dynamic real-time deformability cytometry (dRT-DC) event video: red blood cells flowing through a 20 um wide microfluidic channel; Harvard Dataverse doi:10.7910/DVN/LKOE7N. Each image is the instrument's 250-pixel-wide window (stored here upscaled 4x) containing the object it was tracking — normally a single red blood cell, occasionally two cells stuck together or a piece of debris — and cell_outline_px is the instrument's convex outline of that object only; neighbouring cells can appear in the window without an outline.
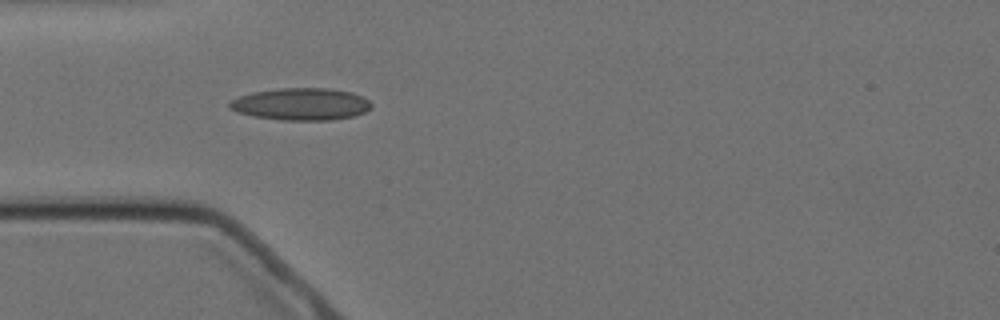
{"species": "Egyptian fruit bat (a non-hibernating species)", "species_latin": "Rousettus aegyptiacus", "temperature_condition": "cold", "stored_images_in_passage": 6, "camera_frame_rate_fps": 3000, "um_per_image_px": 0.085, "animal": {"sex": "female"}, "frame": {"image": 1, "passage_image": 6, "time_ms": 6.0, "image_size_px": [1000, 320], "cell_outline_px": [[372, 108], [356, 116], [332, 120], [280, 120], [252, 116], [236, 112], [228, 108], [228, 104], [232, 100], [240, 96], [252, 92], [276, 88], [332, 88], [352, 92], [364, 96], [372, 104]], "centroid_in_image_um": [25.61, 8.85], "position_along_channel_um": 59.4, "area_um2": 26.99}}